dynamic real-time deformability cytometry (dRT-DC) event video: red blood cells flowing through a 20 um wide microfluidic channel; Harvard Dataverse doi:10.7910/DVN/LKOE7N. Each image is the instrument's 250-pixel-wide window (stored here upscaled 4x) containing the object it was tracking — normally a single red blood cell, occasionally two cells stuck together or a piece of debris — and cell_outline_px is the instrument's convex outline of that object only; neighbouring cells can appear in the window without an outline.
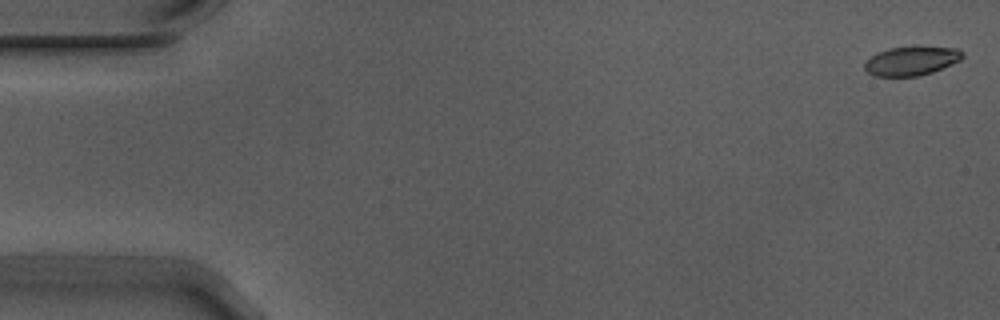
{"species": "Egyptian fruit bat (a non-hibernating species)", "species_latin": "Rousettus aegyptiacus", "temperature_condition": "warm", "stored_images_in_passage": 55, "camera_frame_rate_fps": 3000, "um_per_image_px": 0.085, "animal": {"sex": "male"}, "frame": {"image": 1, "passage_image": 1, "time_ms": 0.0, "image_size_px": [1000, 320], "cell_outline_px": [[964, 56], [960, 60], [952, 64], [932, 72], [916, 76], [872, 76], [864, 68], [864, 64], [872, 56], [888, 48], [956, 48], [964, 52]], "centroid_in_image_um": [77.47, 5.2], "position_along_channel_um": 7.5, "area_um2": 16.01}}
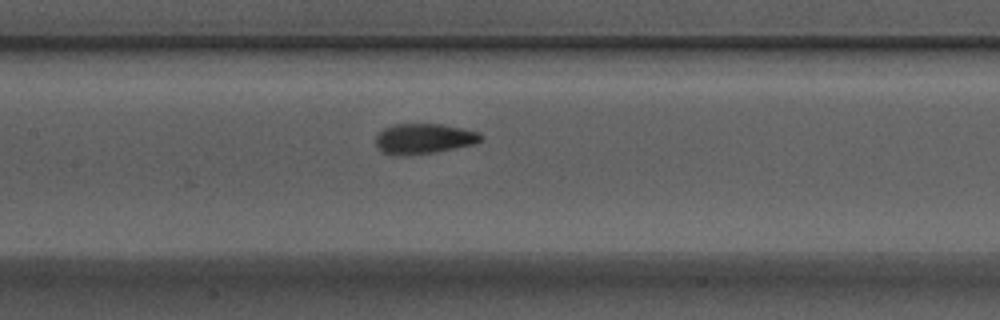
{"frame": {"image": 2, "passage_image": 26, "time_ms": 8.333, "image_size_px": [1000, 320], "cell_outline_px": [[484, 140], [472, 144], [436, 152], [384, 152], [376, 144], [376, 136], [384, 128], [392, 124], [440, 124], [464, 128], [480, 132], [484, 136]], "centroid_in_image_um": [36.14, 11.72], "position_along_channel_um": 171.3, "area_um2": 17.8}}
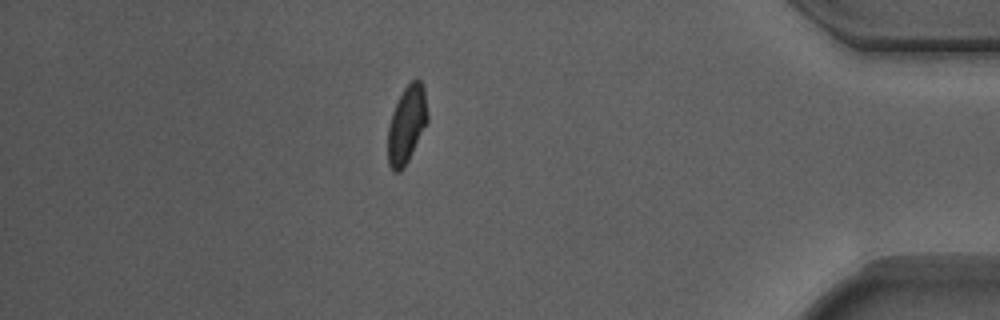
{"frame": {"image": 3, "passage_image": 48, "time_ms": 15.667, "image_size_px": [1000, 320], "cell_outline_px": [[428, 124], [404, 168], [400, 172], [392, 172], [388, 164], [388, 124], [392, 112], [404, 88], [412, 80], [420, 80], [424, 88], [428, 116]], "centroid_in_image_um": [34.57, 10.63], "position_along_channel_um": 400.6, "area_um2": 18.09}, "authors_computed_cell_mechanics": {"area_um2": 17.9758, "velocity_mm_per_s": 3.7249, "shape_relaxation_time_tau1_ms": 6.2288, "shape_relaxation_time_tau2_ms": 1.1801, "deformation_change_tau1": 0.1891, "deformation_change_tau2": 0.066}}